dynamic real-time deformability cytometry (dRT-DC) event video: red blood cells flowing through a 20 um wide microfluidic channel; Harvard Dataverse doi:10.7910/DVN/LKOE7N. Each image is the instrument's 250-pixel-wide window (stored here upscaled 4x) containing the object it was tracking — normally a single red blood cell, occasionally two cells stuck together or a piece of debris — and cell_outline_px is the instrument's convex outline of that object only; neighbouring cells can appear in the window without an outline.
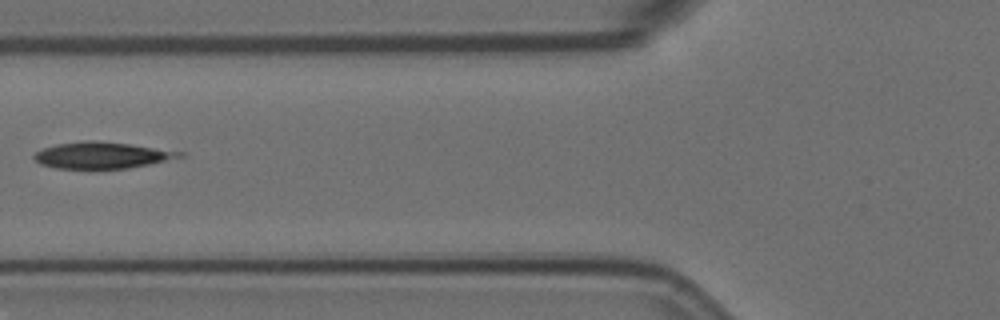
{"species": "Egyptian fruit bat (a non-hibernating species)", "species_latin": "Rousettus aegyptiacus", "temperature_condition": "room temperature", "stored_images_in_passage": 9, "camera_frame_rate_fps": 3000, "um_per_image_px": 0.085, "animal": {"sex": "female"}, "frame": {"image": 1, "passage_image": 5, "time_ms": 1.333, "image_size_px": [1000, 320], "cell_outline_px": [[184, 156], [148, 164], [128, 168], [56, 168], [40, 164], [32, 156], [36, 152], [44, 148], [56, 144], [84, 140], [92, 140], [128, 144], [184, 152]], "centroid_in_image_um": [8.62, 13.19], "position_along_channel_um": 117.2, "area_um2": 22.02}}
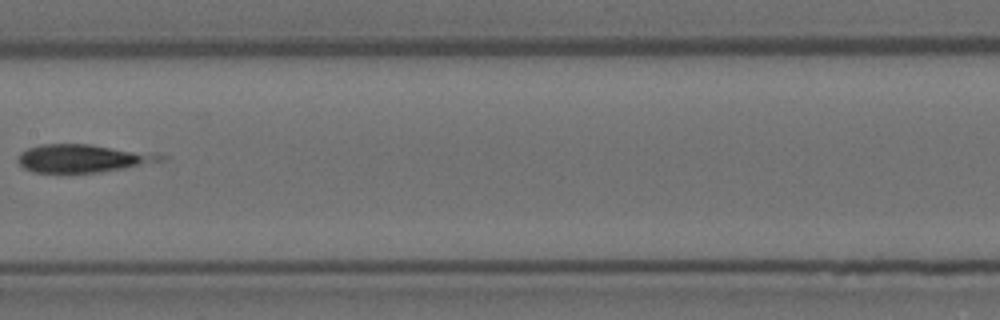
{"frame": {"image": 2, "passage_image": 7, "time_ms": 2.0, "image_size_px": [1000, 320], "cell_outline_px": [[160, 160], [124, 168], [100, 172], [32, 172], [24, 168], [16, 160], [16, 156], [20, 152], [28, 148], [40, 144], [92, 144], [160, 156]], "centroid_in_image_um": [6.79, 13.46], "position_along_channel_um": 200.6, "area_um2": 22.37}}
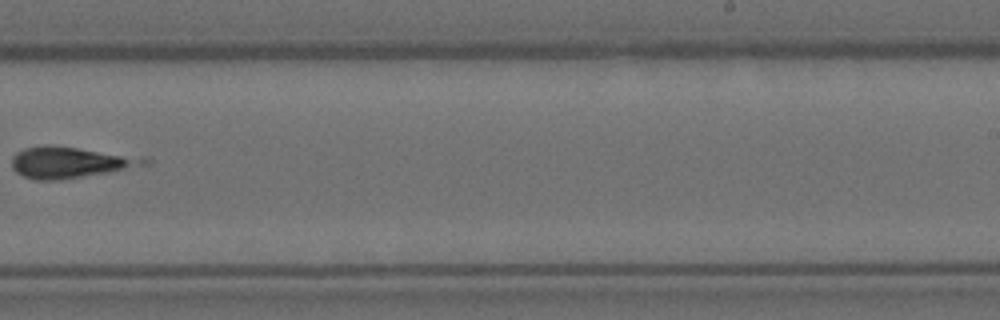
{"frame": {"image": 3, "passage_image": 9, "time_ms": 2.667, "image_size_px": [1000, 320], "cell_outline_px": [[152, 164], [108, 172], [60, 180], [36, 180], [24, 176], [16, 172], [12, 168], [12, 156], [16, 152], [24, 148], [44, 144], [48, 144], [76, 148], [152, 160]], "centroid_in_image_um": [5.85, 13.81], "position_along_channel_um": 283.1, "area_um2": 23.58}}